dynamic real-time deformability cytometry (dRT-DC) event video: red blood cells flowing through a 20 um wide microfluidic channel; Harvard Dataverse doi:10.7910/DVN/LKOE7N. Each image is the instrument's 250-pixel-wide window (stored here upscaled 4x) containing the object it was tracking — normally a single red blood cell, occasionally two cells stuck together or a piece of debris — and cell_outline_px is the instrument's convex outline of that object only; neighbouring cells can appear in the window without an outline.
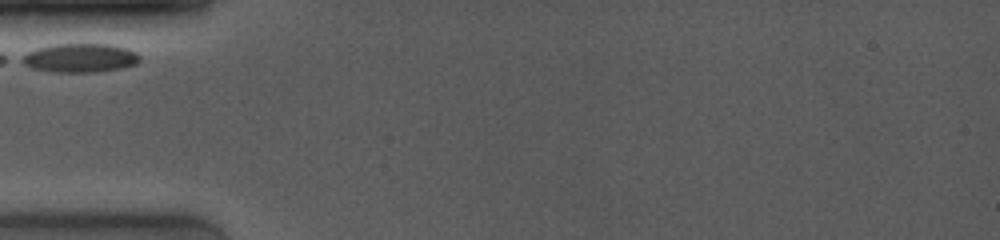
{"species": "common noctule bat (a hibernating species)", "species_latin": "Nyctalus noctula", "temperature_condition": "room temperature", "stored_images_in_passage": 1, "camera_frame_rate_fps": 4000, "um_per_image_px": 0.085, "animal": {"sex": "female", "body_mass_g": 19.0, "forearm_length_mm": 53.3}, "frame": {"image": 1, "passage_image": 1, "time_ms": 0.0, "image_size_px": [1000, 240], "cell_outline_px": [[140, 60], [136, 64], [120, 68], [92, 72], [52, 72], [32, 68], [16, 60], [20, 56], [36, 48], [56, 44], [108, 44], [124, 48], [136, 52], [140, 56]], "centroid_in_image_um": [6.73, 4.92], "position_along_channel_um": 78.3, "area_um2": 19.83}}